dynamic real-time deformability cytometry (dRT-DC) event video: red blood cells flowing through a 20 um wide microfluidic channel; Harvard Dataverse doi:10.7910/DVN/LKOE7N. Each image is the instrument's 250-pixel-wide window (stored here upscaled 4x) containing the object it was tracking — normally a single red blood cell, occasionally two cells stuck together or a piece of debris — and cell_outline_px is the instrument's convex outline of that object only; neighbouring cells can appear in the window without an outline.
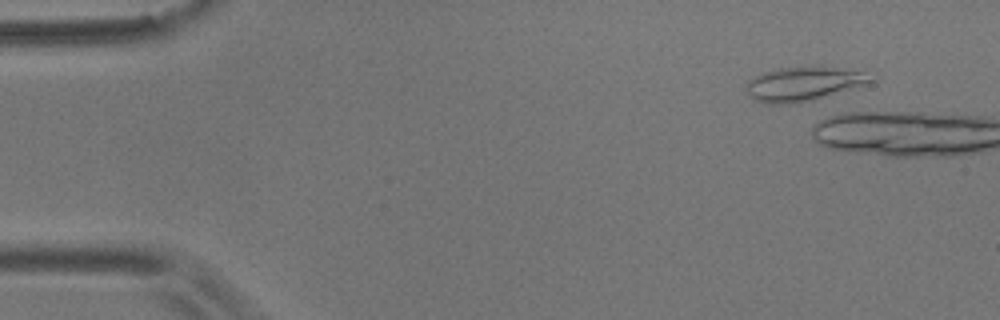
{"species": "common noctule bat (a hibernating species)", "species_latin": "Nyctalus noctula", "temperature_condition": "room temperature", "stored_images_in_passage": 2, "camera_frame_rate_fps": 3000, "um_per_image_px": 0.085, "animal": {"sex": "male", "body_mass_g": 17.9}, "frame": {"image": 1, "passage_image": 1, "time_ms": 0.0, "image_size_px": [1000, 320], "cell_outline_px": [[876, 80], [872, 84], [812, 100], [788, 104], [768, 104], [752, 100], [748, 92], [748, 80], [764, 72], [780, 68], [812, 64], [860, 72]], "centroid_in_image_um": [68.32, 7.12], "position_along_channel_um": 16.7, "area_um2": 25.03}}